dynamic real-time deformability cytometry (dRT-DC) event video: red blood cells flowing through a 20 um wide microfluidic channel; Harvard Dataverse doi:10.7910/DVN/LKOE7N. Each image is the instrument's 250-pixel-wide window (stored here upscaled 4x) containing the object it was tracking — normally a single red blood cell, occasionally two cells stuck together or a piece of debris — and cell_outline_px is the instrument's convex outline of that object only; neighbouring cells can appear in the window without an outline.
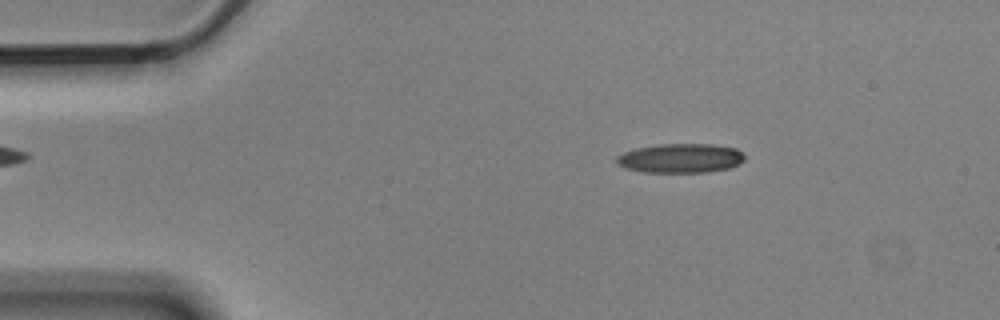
{"species": "Egyptian fruit bat (a non-hibernating species)", "species_latin": "Rousettus aegyptiacus", "temperature_condition": "cold", "stored_images_in_passage": 10, "camera_frame_rate_fps": 3000, "um_per_image_px": 0.085, "animal": {"sex": "male"}, "frame": {"image": 1, "passage_image": 2, "time_ms": 0.333, "image_size_px": [1000, 320], "cell_outline_px": [[744, 160], [740, 164], [728, 168], [708, 172], [640, 172], [624, 168], [616, 164], [616, 156], [624, 152], [636, 148], [660, 144], [712, 144], [736, 148], [744, 152]], "centroid_in_image_um": [57.84, 13.45], "position_along_channel_um": 27.2, "area_um2": 22.08}}
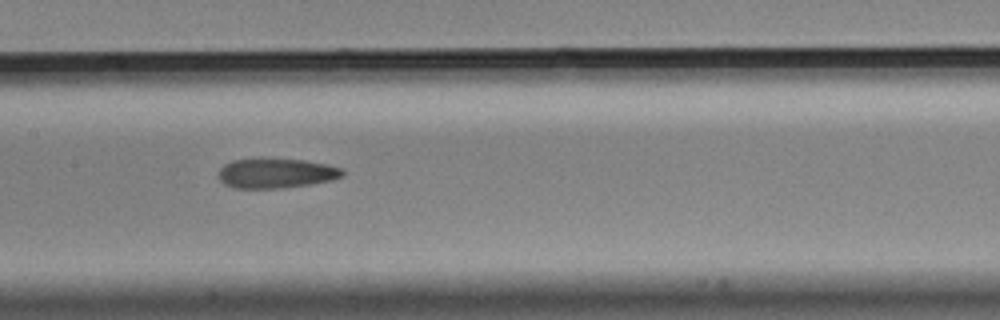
{"frame": {"image": 2, "passage_image": 7, "time_ms": 2.0, "image_size_px": [1000, 320], "cell_outline_px": [[344, 176], [332, 180], [284, 188], [232, 188], [224, 184], [216, 176], [220, 168], [224, 164], [232, 160], [260, 156], [304, 160], [328, 164], [344, 168]], "centroid_in_image_um": [23.43, 14.69], "position_along_channel_um": 184.0, "area_um2": 22.43}}
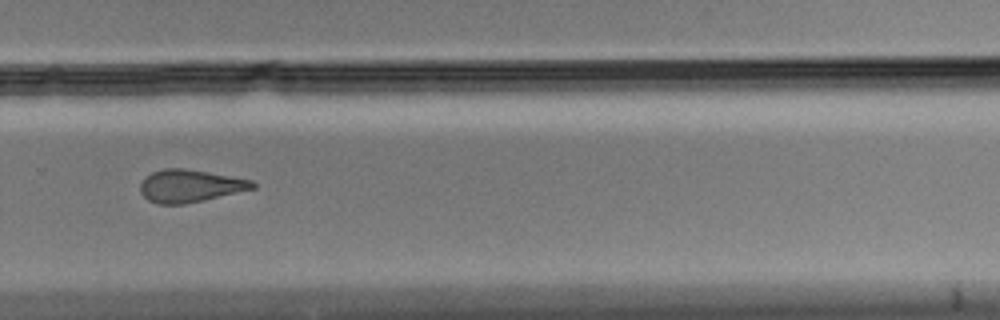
{"frame": {"image": 3, "passage_image": 10, "time_ms": 3.0, "image_size_px": [1000, 320], "cell_outline_px": [[256, 188], [204, 200], [184, 204], [156, 204], [148, 200], [140, 192], [140, 184], [144, 176], [152, 172], [164, 168], [184, 168], [208, 172], [252, 180], [256, 184]], "centroid_in_image_um": [16.12, 15.8], "position_along_channel_um": 313.7, "area_um2": 21.39}}